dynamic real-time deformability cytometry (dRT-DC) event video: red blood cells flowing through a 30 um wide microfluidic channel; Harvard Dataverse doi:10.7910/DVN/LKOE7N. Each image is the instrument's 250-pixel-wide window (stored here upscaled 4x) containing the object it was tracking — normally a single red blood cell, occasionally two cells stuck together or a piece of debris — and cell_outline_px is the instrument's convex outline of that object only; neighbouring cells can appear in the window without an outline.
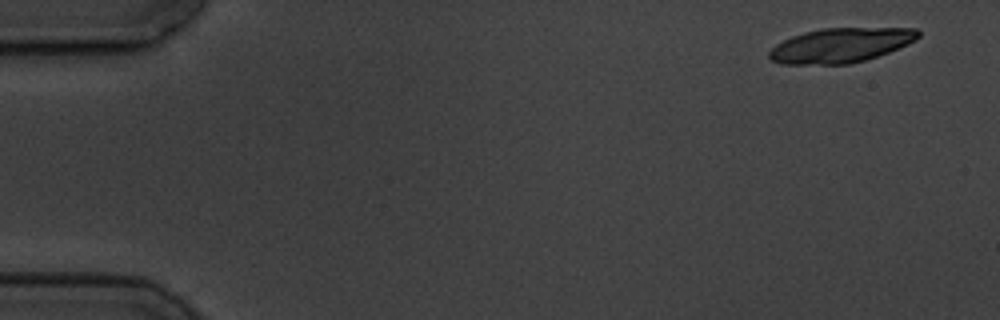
{"species": "common noctule bat (a hibernating species)", "species_latin": "Nyctalus noctula", "temperature_condition": "cold", "stored_images_in_passage": 6, "camera_frame_rate_fps": 3000, "um_per_image_px": 0.085, "animal": {"sex": "male", "body_mass_g": 19.5, "forearm_length_mm": 54.6}, "frame": {"image": 1, "passage_image": 1, "time_ms": 0.0, "image_size_px": [1000, 320], "cell_outline_px": [[920, 36], [916, 40], [908, 44], [888, 52], [864, 60], [848, 64], [780, 64], [772, 60], [768, 56], [768, 52], [776, 44], [792, 36], [804, 32], [820, 28], [916, 28], [920, 32]], "centroid_in_image_um": [71.45, 3.84], "position_along_channel_um": 13.6, "area_um2": 29.94}}